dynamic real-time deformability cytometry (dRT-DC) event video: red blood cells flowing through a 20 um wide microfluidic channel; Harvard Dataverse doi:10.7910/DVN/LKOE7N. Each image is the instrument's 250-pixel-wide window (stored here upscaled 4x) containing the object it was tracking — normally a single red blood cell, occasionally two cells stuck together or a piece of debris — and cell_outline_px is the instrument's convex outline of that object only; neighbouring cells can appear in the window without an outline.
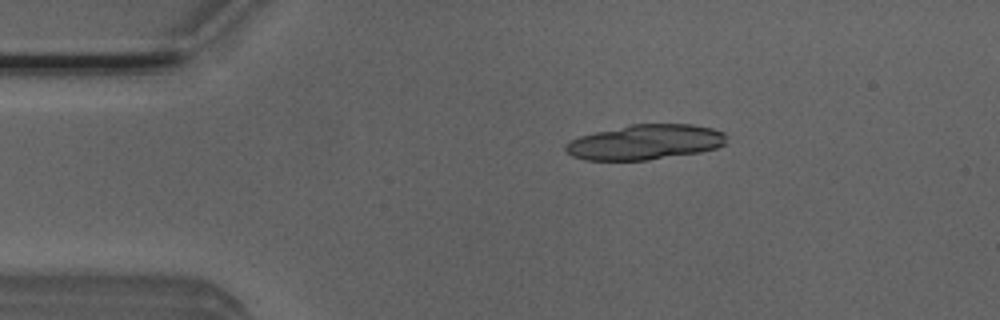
{"species": "Egyptian fruit bat (a non-hibernating species)", "species_latin": "Rousettus aegyptiacus", "temperature_condition": "room temperature", "stored_images_in_passage": 3, "camera_frame_rate_fps": 3000, "um_per_image_px": 0.085, "animal": {"sex": "male"}, "frame": {"image": 1, "passage_image": 2, "time_ms": 0.333, "image_size_px": [1000, 320], "cell_outline_px": [[724, 144], [716, 148], [700, 152], [648, 160], [584, 160], [572, 156], [564, 148], [564, 144], [580, 136], [596, 132], [632, 124], [692, 124], [712, 128], [724, 132]], "centroid_in_image_um": [54.83, 12.08], "position_along_channel_um": 30.2, "area_um2": 32.66}}